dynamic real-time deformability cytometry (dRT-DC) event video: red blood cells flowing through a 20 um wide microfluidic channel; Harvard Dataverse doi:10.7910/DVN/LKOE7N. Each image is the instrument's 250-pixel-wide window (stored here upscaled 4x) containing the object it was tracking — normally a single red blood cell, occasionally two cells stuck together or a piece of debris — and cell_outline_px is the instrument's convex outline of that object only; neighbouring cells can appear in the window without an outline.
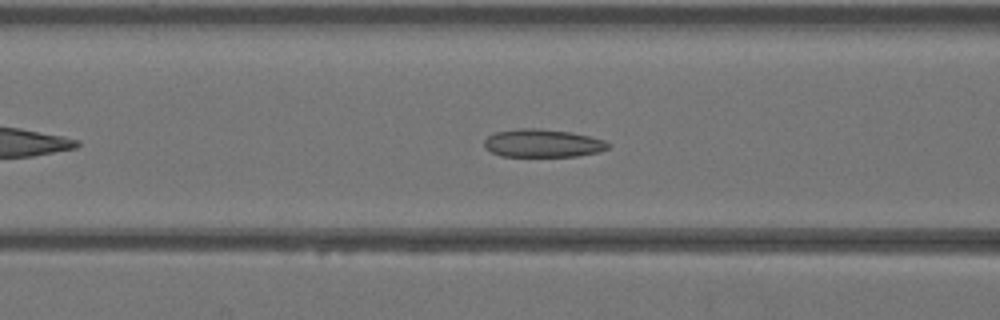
{"species": "Egyptian fruit bat (a non-hibernating species)", "species_latin": "Rousettus aegyptiacus", "temperature_condition": "warm", "stored_images_in_passage": 35, "camera_frame_rate_fps": 3000, "um_per_image_px": 0.085, "animal": {"sex": "female"}, "frame": {"image": 1, "passage_image": 8, "time_ms": 2.333, "image_size_px": [1000, 320], "cell_outline_px": [[612, 144], [608, 148], [600, 152], [576, 156], [500, 156], [484, 148], [484, 140], [488, 136], [496, 132], [516, 128], [540, 128], [572, 132], [604, 140]], "centroid_in_image_um": [46.13, 12.17], "position_along_channel_um": 120.5, "area_um2": 20.4}}
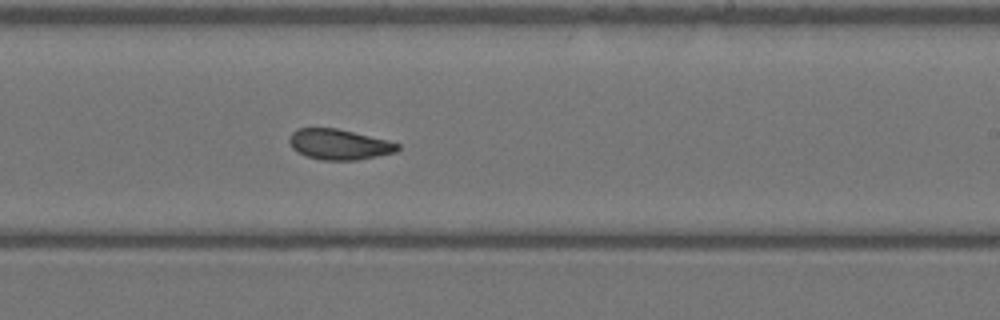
{"frame": {"image": 2, "passage_image": 17, "time_ms": 5.333, "image_size_px": [1000, 320], "cell_outline_px": [[400, 148], [396, 152], [356, 160], [320, 160], [296, 152], [292, 148], [288, 140], [292, 132], [296, 128], [336, 128], [388, 140], [400, 144]], "centroid_in_image_um": [28.8, 12.27], "position_along_channel_um": 260.2, "area_um2": 19.25}}
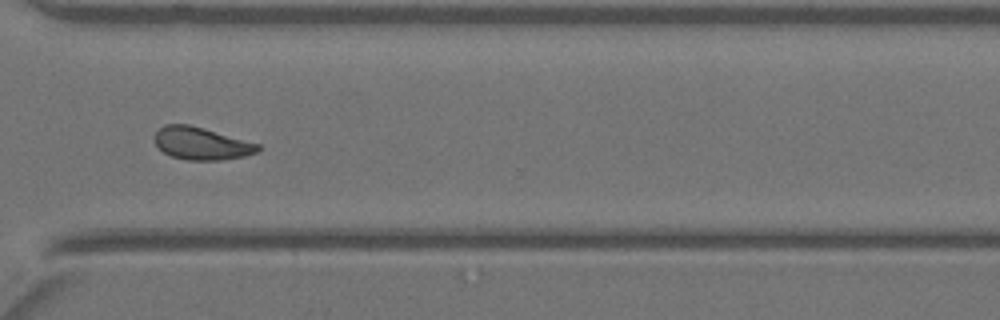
{"frame": {"image": 3, "passage_image": 23, "time_ms": 7.333, "image_size_px": [1000, 320], "cell_outline_px": [[260, 152], [244, 156], [220, 160], [188, 160], [172, 156], [164, 152], [156, 144], [156, 132], [164, 124], [188, 124], [204, 128], [260, 144]], "centroid_in_image_um": [17.16, 12.19], "position_along_channel_um": 353.4, "area_um2": 19.42}}